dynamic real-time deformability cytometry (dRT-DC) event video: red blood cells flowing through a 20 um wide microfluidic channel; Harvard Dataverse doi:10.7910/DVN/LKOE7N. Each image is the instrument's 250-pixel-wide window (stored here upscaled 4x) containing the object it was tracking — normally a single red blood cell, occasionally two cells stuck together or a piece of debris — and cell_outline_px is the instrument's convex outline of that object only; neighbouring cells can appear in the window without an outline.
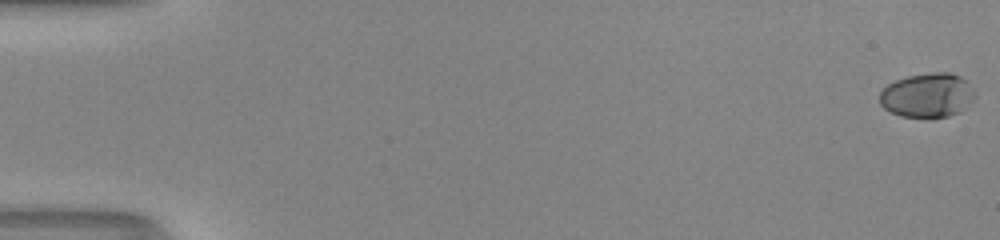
{"species": "human", "species_latin": "Homo sapiens", "temperature_condition": "room temperature", "stored_images_in_passage": 53, "camera_frame_rate_fps": 3000, "um_per_image_px": 0.085, "donor": {"sex": "male"}, "frame": {"image": 1, "passage_image": 1, "time_ms": 0.0, "image_size_px": [1000, 240], "cell_outline_px": [[976, 96], [960, 112], [948, 116], [900, 116], [884, 108], [880, 104], [880, 92], [888, 84], [896, 80], [908, 76], [932, 72], [952, 72], [968, 80]], "centroid_in_image_um": [78.85, 8.07], "position_along_channel_um": 6.2, "area_um2": 24.45}}
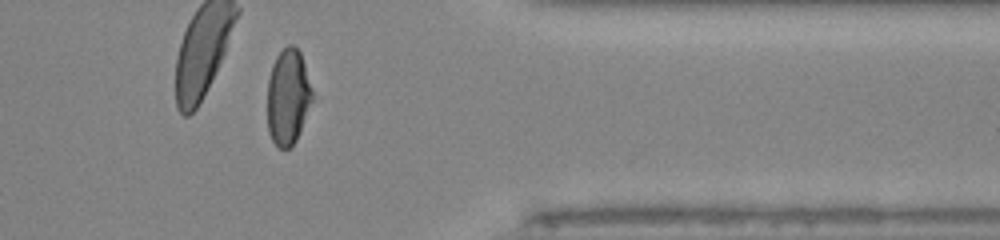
{"frame": {"image": 2, "passage_image": 44, "time_ms": 14.333, "image_size_px": [1000, 240], "cell_outline_px": [[312, 100], [296, 140], [288, 148], [280, 148], [272, 140], [268, 132], [268, 80], [272, 64], [276, 56], [288, 44], [292, 44], [300, 52], [304, 64], [312, 92]], "centroid_in_image_um": [24.46, 8.22], "position_along_channel_um": 386.9, "area_um2": 24.62}}
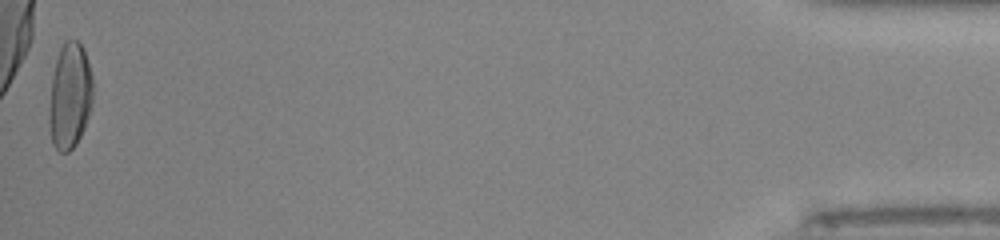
{"frame": {"image": 3, "passage_image": 53, "time_ms": 17.333, "image_size_px": [1000, 240], "cell_outline_px": [[92, 100], [88, 116], [84, 128], [76, 144], [68, 152], [60, 152], [52, 144], [48, 124], [48, 120], [52, 76], [56, 60], [60, 48], [64, 40], [76, 40], [84, 48], [92, 76]], "centroid_in_image_um": [5.92, 8.16], "position_along_channel_um": 429.3, "area_um2": 27.05}, "authors_computed_cell_mechanics": {"area_um2": 26.01, "velocity_mm_per_s": 4.136, "shape_relaxation_time_tau1_ms": 4.2431, "shape_relaxation_time_tau2_ms": 1.0549, "deformation_change_tau1": 0.2006, "deformation_change_tau2": 0.0531}}